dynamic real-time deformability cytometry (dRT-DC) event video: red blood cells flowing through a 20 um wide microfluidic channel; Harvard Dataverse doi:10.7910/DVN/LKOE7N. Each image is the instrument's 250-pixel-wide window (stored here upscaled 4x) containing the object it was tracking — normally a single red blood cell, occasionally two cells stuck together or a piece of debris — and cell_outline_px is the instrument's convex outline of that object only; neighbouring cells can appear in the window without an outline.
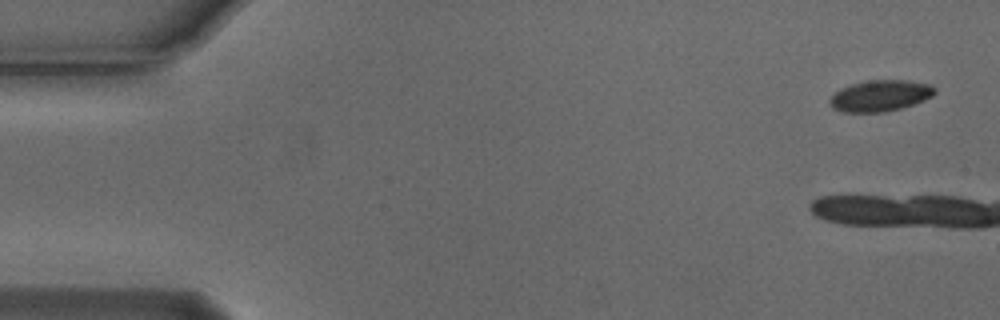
{"species": "Egyptian fruit bat (a non-hibernating species)", "species_latin": "Rousettus aegyptiacus", "temperature_condition": "cold", "stored_images_in_passage": 6, "camera_frame_rate_fps": 3000, "um_per_image_px": 0.085, "animal": {"sex": "male"}, "frame": {"image": 1, "passage_image": 1, "time_ms": 0.0, "image_size_px": [1000, 320], "cell_outline_px": [[936, 92], [932, 96], [924, 100], [900, 108], [884, 112], [844, 112], [832, 108], [828, 100], [840, 88], [864, 80], [908, 80], [932, 84], [936, 88]], "centroid_in_image_um": [74.83, 8.12], "position_along_channel_um": 10.2, "area_um2": 19.19}}
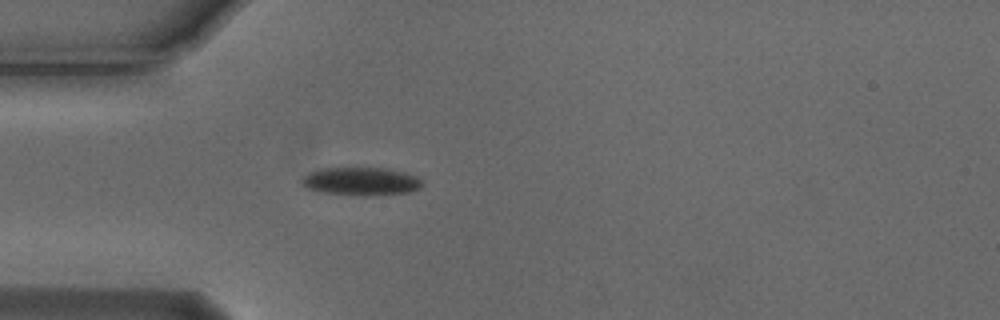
{"frame": {"image": 2, "passage_image": 6, "time_ms": 1.667, "image_size_px": [1000, 320], "cell_outline_px": [[424, 184], [420, 188], [408, 192], [368, 196], [364, 196], [324, 192], [308, 188], [300, 184], [300, 180], [308, 172], [320, 168], [388, 168], [404, 172], [416, 176]], "centroid_in_image_um": [30.68, 15.41], "position_along_channel_um": 54.3, "area_um2": 19.77}}